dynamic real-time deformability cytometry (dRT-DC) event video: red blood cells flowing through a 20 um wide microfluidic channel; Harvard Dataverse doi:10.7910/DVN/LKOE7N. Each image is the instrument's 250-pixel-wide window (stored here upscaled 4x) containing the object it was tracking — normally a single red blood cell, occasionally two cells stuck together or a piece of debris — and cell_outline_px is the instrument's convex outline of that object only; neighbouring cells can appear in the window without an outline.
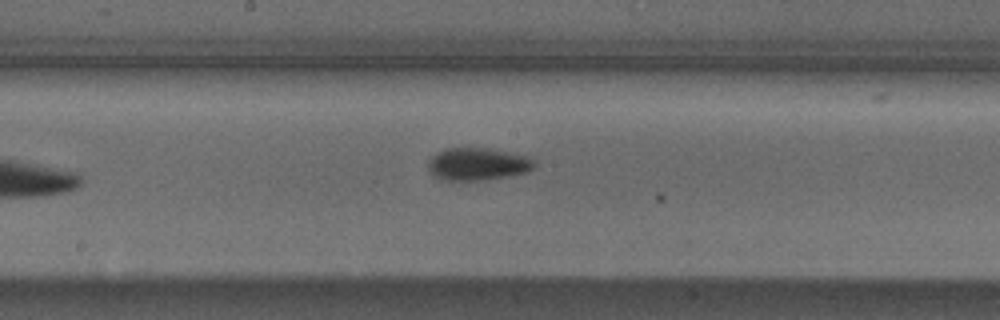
{"species": "Egyptian fruit bat (a non-hibernating species)", "species_latin": "Rousettus aegyptiacus", "temperature_condition": "cold", "stored_images_in_passage": 9, "camera_frame_rate_fps": 3000, "um_per_image_px": 0.085, "animal": {"sex": "male"}, "frame": {"image": 1, "passage_image": 8, "time_ms": 2.333, "image_size_px": [1000, 320], "cell_outline_px": [[536, 168], [528, 172], [508, 176], [484, 180], [448, 180], [436, 176], [428, 168], [428, 160], [436, 152], [444, 148], [488, 148], [528, 156], [536, 160]], "centroid_in_image_um": [40.65, 13.93], "position_along_channel_um": 207.5, "area_um2": 20.23}}